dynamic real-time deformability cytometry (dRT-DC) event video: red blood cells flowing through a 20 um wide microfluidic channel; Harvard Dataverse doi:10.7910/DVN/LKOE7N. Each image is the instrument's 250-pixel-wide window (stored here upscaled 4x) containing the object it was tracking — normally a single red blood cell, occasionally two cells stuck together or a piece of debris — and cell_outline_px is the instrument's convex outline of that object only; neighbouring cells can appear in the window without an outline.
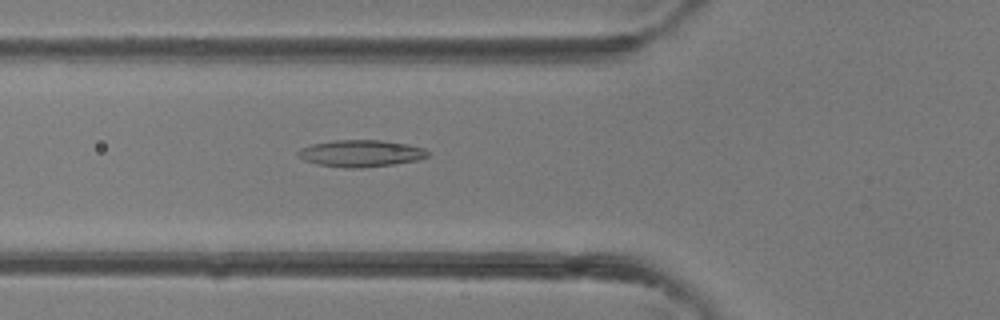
{"species": "common noctule bat (a hibernating species)", "species_latin": "Nyctalus noctula", "temperature_condition": "room temperature", "stored_images_in_passage": 33, "camera_frame_rate_fps": 3000, "um_per_image_px": 0.085, "animal": {"sex": "female"}, "frame": {"image": 1, "passage_image": 7, "time_ms": 2.0, "image_size_px": [1000, 320], "cell_outline_px": [[428, 156], [420, 160], [392, 164], [360, 168], [344, 168], [316, 164], [304, 160], [296, 156], [296, 152], [300, 148], [312, 144], [332, 140], [380, 140], [408, 144], [424, 148], [428, 152]], "centroid_in_image_um": [30.63, 13.04], "position_along_channel_um": 95.2, "area_um2": 20.46}}
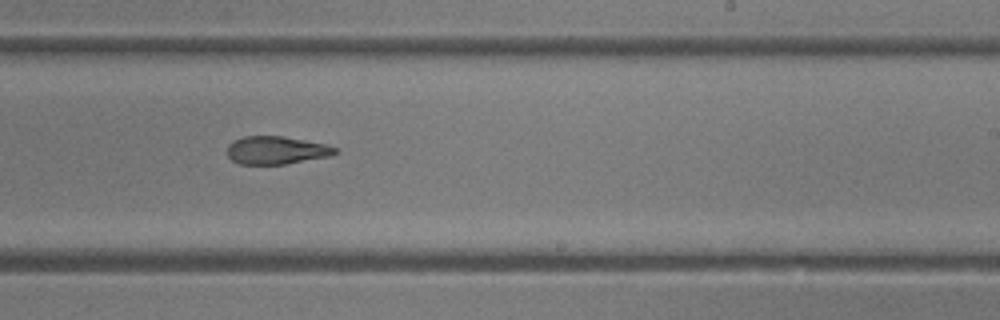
{"frame": {"image": 2, "passage_image": 17, "time_ms": 5.333, "image_size_px": [1000, 320], "cell_outline_px": [[340, 152], [332, 156], [284, 164], [240, 164], [232, 160], [228, 156], [228, 144], [232, 140], [244, 136], [284, 136], [328, 144], [336, 148]], "centroid_in_image_um": [23.52, 12.76], "position_along_channel_um": 265.5, "area_um2": 17.8}}
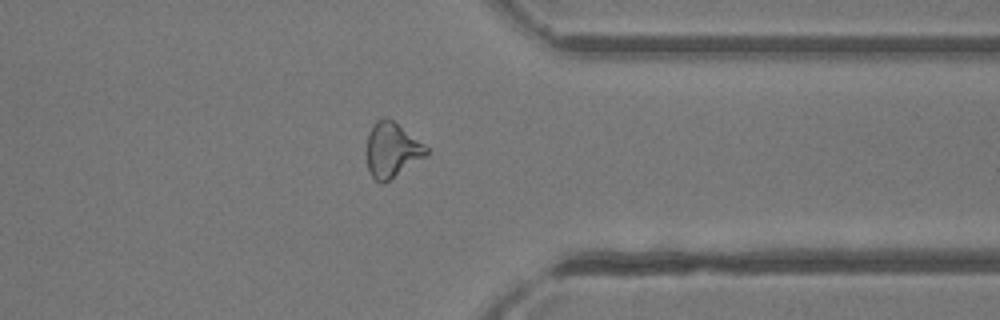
{"frame": {"image": 3, "passage_image": 24, "time_ms": 7.667, "image_size_px": [1000, 320], "cell_outline_px": [[428, 152], [424, 156], [384, 184], [380, 184], [368, 172], [364, 152], [364, 148], [368, 136], [376, 120], [384, 116], [392, 120], [424, 144], [428, 148]], "centroid_in_image_um": [33.23, 12.76], "position_along_channel_um": 378.2, "area_um2": 19.13}}